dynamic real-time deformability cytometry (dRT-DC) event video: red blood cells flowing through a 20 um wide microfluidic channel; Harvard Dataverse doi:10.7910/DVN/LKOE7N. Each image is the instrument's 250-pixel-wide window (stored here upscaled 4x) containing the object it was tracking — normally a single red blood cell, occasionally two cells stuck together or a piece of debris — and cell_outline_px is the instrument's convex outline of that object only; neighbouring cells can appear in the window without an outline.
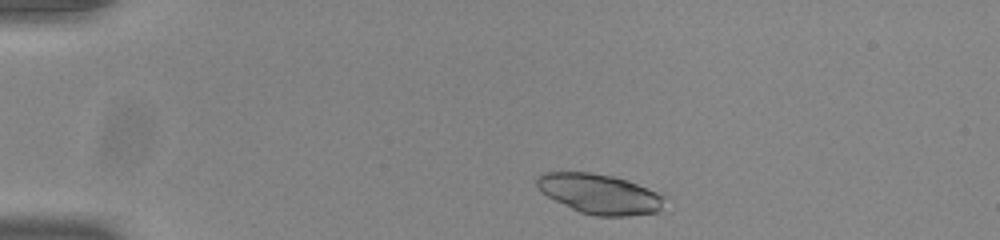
{"species": "common noctule bat (a hibernating species)", "species_latin": "Nyctalus noctula", "temperature_condition": "room temperature", "stored_images_in_passage": 9, "camera_frame_rate_fps": 3000, "um_per_image_px": 0.085, "animal": {"sex": "male", "body_mass_g": 20.0, "forearm_length_mm": 53.3}, "frame": {"image": 1, "passage_image": 3, "time_ms": 0.667, "image_size_px": [1000, 240], "cell_outline_px": [[664, 196], [660, 208], [656, 212], [628, 216], [596, 216], [580, 212], [540, 192], [536, 184], [536, 176], [540, 172], [588, 172], [616, 176], [628, 180], [656, 192]], "centroid_in_image_um": [50.91, 16.46], "position_along_channel_um": 34.1, "area_um2": 29.54}}